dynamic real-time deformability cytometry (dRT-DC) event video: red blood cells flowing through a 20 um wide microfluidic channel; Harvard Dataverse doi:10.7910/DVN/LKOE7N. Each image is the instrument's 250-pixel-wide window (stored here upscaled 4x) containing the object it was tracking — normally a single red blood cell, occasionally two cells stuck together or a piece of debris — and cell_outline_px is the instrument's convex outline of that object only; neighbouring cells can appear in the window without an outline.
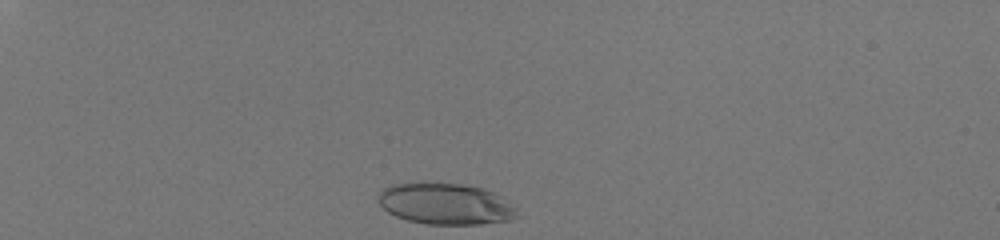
{"species": "human", "species_latin": "Homo sapiens", "temperature_condition": "room temperature", "stored_images_in_passage": 32, "camera_frame_rate_fps": 3000, "um_per_image_px": 0.085, "donor": {"sex": "male"}, "frame": {"image": 1, "passage_image": 1, "time_ms": 0.0, "image_size_px": [1000, 240], "cell_outline_px": [[516, 216], [512, 220], [480, 224], [428, 224], [408, 220], [396, 216], [388, 212], [376, 200], [376, 196], [384, 188], [392, 184], [460, 184], [484, 188], [492, 192], [508, 204], [512, 208]], "centroid_in_image_um": [37.79, 17.34], "position_along_channel_um": 47.2, "area_um2": 32.54}}
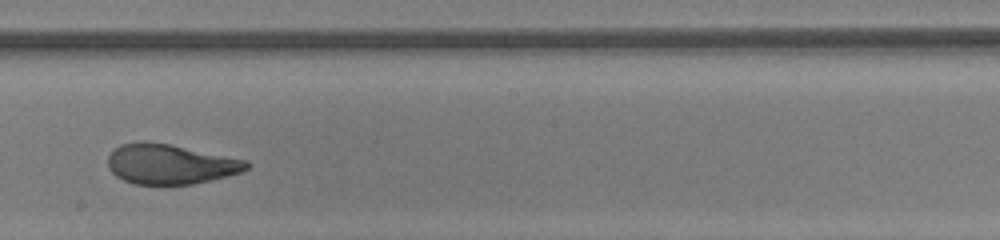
{"frame": {"image": 2, "passage_image": 20, "time_ms": 6.333, "image_size_px": [1000, 240], "cell_outline_px": [[252, 164], [248, 168], [240, 172], [212, 180], [192, 184], [136, 184], [124, 180], [116, 176], [108, 168], [108, 156], [120, 144], [136, 140], [144, 140], [168, 144], [248, 160]], "centroid_in_image_um": [14.46, 13.94], "position_along_channel_um": 233.7, "area_um2": 32.31}}
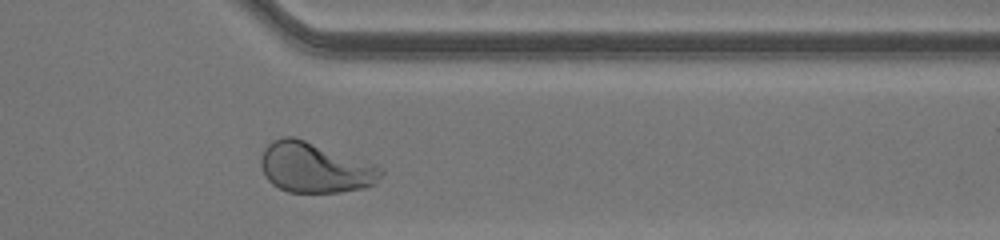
{"frame": {"image": 3, "passage_image": 31, "time_ms": 10.0, "image_size_px": [1000, 240], "cell_outline_px": [[384, 172], [372, 184], [364, 188], [340, 192], [288, 192], [272, 184], [264, 176], [260, 164], [260, 160], [264, 148], [272, 140], [284, 136], [292, 136], [304, 140], [384, 168]], "centroid_in_image_um": [26.71, 14.25], "position_along_channel_um": 384.7, "area_um2": 34.74}, "authors_computed_cell_mechanics": {"area_um2": 33.2928, "velocity_mm_per_s": 4.1067, "shape_relaxation_time_tau1_ms": 4.4055, "shape_relaxation_time_tau2_ms": null, "deformation_change_tau1": 0.2262, "deformation_change_tau2": null}}